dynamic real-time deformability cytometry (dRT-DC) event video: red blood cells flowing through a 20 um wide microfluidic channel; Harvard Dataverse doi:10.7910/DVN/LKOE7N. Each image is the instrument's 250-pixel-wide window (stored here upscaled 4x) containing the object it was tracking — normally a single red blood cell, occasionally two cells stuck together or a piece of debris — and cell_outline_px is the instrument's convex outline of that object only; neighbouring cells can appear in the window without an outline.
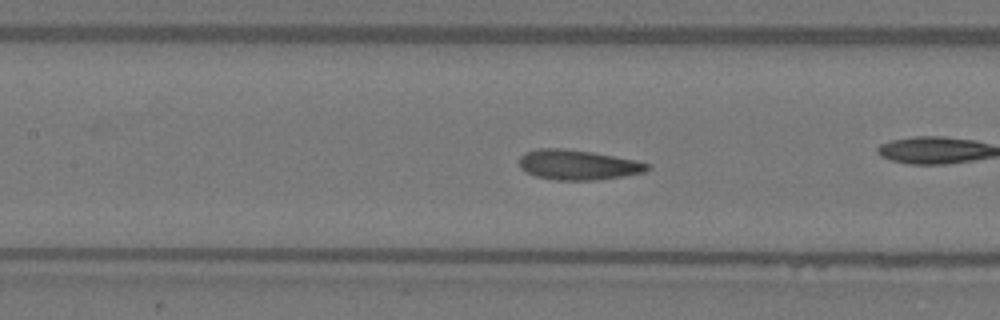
{"species": "Egyptian fruit bat (a non-hibernating species)", "species_latin": "Rousettus aegyptiacus", "temperature_condition": "warm", "stored_images_in_passage": 40, "camera_frame_rate_fps": 3000, "um_per_image_px": 0.085, "animal": {"sex": "female"}, "frame": {"image": 1, "passage_image": 12, "time_ms": 3.667, "image_size_px": [1000, 320], "cell_outline_px": [[648, 168], [644, 172], [624, 176], [596, 180], [556, 180], [536, 176], [520, 168], [520, 156], [524, 152], [540, 148], [564, 148], [592, 152], [636, 160], [648, 164]], "centroid_in_image_um": [49.1, 14.0], "position_along_channel_um": 158.3, "area_um2": 22.25}, "authors_computed_cell_mechanics": {"area_um2": 21.964, "velocity_mm_per_s": 4.0253, "shape_relaxation_time_tau1_ms": 5.3722, "shape_relaxation_time_tau2_ms": 1.6516, "deformation_change_tau1": 0.174, "deformation_change_tau2": 0.097}}